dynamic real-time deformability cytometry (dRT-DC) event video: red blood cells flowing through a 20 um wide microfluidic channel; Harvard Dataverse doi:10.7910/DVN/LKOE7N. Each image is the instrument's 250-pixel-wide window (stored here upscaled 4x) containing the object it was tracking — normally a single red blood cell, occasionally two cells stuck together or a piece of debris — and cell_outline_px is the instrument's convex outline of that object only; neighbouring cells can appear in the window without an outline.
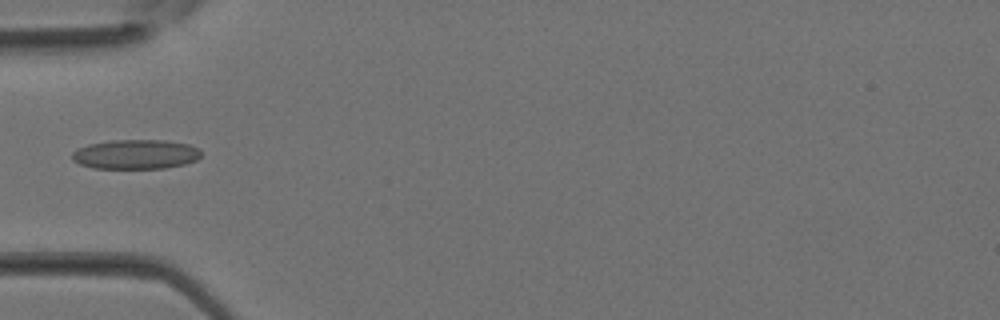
{"species": "Egyptian fruit bat (a non-hibernating species)", "species_latin": "Rousettus aegyptiacus", "temperature_condition": "room temperature", "stored_images_in_passage": 29, "camera_frame_rate_fps": 3000, "um_per_image_px": 0.085, "animal": {"sex": "female"}, "frame": {"image": 1, "passage_image": 5, "time_ms": 1.333, "image_size_px": [1000, 320], "cell_outline_px": [[200, 156], [196, 160], [184, 164], [164, 168], [92, 168], [80, 164], [72, 160], [72, 152], [76, 148], [88, 144], [112, 140], [164, 140], [188, 144], [200, 148]], "centroid_in_image_um": [11.51, 13.11], "position_along_channel_um": 73.5, "area_um2": 22.25}}
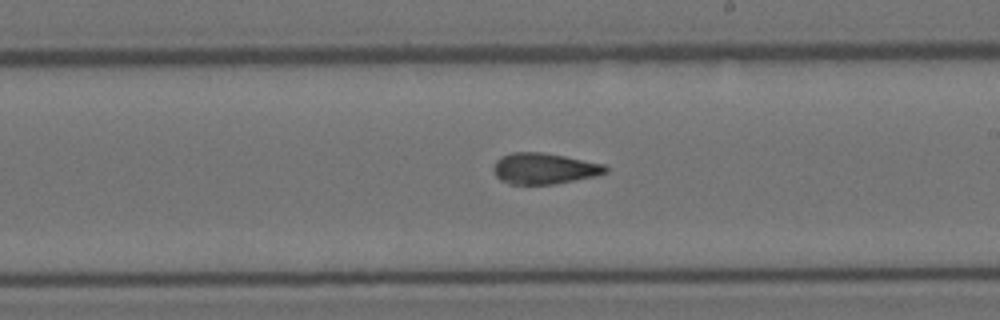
{"frame": {"image": 2, "passage_image": 14, "time_ms": 4.333, "image_size_px": [1000, 320], "cell_outline_px": [[608, 172], [596, 176], [556, 184], [508, 184], [500, 180], [496, 176], [492, 168], [496, 160], [500, 156], [512, 152], [544, 152], [604, 164], [608, 168]], "centroid_in_image_um": [46.24, 14.32], "position_along_channel_um": 242.8, "area_um2": 20.46}}
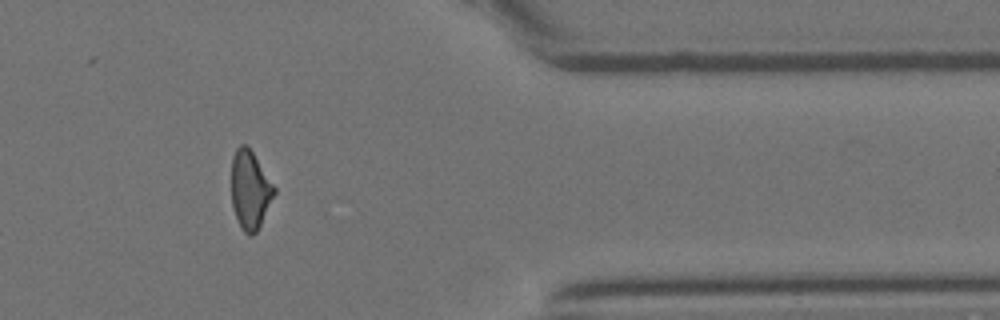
{"frame": {"image": 3, "passage_image": 23, "time_ms": 7.333, "image_size_px": [1000, 320], "cell_outline_px": [[276, 192], [256, 232], [252, 236], [248, 236], [240, 228], [232, 204], [232, 156], [236, 148], [240, 144], [248, 144], [276, 188]], "centroid_in_image_um": [21.25, 16.11], "position_along_channel_um": 390.1, "area_um2": 19.59}}